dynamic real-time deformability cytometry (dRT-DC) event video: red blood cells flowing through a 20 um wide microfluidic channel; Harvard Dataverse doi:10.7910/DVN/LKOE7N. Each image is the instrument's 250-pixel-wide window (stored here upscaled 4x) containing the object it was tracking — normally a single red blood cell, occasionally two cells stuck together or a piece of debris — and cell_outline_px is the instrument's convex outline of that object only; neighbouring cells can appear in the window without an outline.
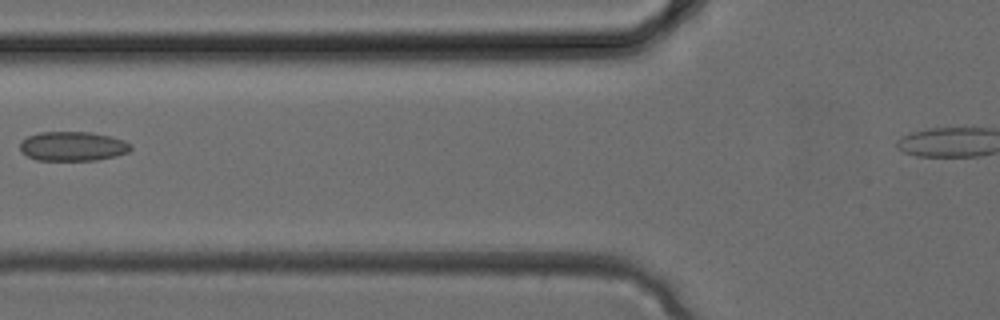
{"species": "common noctule bat (a hibernating species)", "species_latin": "Nyctalus noctula", "temperature_condition": "cold", "stored_images_in_passage": 5, "segment_of_instrument_passage": [1, 2], "camera_frame_rate_fps": 3000, "um_per_image_px": 0.085, "animal": {"sex": "female", "body_mass_g": 24.6, "forearm_length_mm": 56.2}, "frame": {"image": 1, "passage_image": 4, "time_ms": 1.0, "image_size_px": [1000, 320], "cell_outline_px": [[132, 148], [128, 152], [116, 156], [96, 160], [36, 160], [28, 156], [20, 148], [20, 140], [28, 136], [40, 132], [92, 132], [124, 140], [132, 144]], "centroid_in_image_um": [6.2, 12.43], "position_along_channel_um": 119.6, "area_um2": 18.96}}